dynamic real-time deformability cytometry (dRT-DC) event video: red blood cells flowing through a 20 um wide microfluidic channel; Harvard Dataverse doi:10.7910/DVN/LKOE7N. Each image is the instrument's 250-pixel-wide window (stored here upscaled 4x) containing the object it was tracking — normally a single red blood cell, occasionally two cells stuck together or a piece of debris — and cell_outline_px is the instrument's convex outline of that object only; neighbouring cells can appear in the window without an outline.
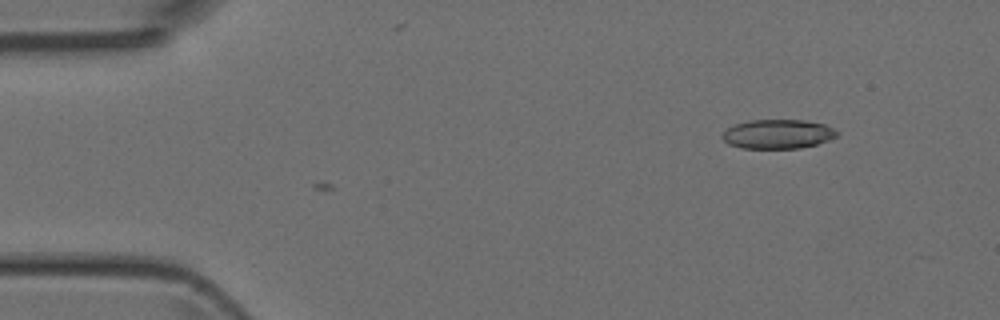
{"species": "Egyptian fruit bat (a non-hibernating species)", "species_latin": "Rousettus aegyptiacus", "temperature_condition": "room temperature", "stored_images_in_passage": 10, "camera_frame_rate_fps": 3000, "um_per_image_px": 0.085, "animal": {"sex": "female"}, "frame": {"image": 1, "passage_image": 10, "time_ms": 3.0, "image_size_px": [1000, 320], "cell_outline_px": [[840, 132], [836, 136], [828, 140], [816, 144], [800, 148], [740, 148], [728, 144], [720, 136], [728, 128], [736, 124], [748, 120], [808, 120], [824, 124]], "centroid_in_image_um": [66.11, 11.39], "position_along_channel_um": 18.9, "area_um2": 19.54}}